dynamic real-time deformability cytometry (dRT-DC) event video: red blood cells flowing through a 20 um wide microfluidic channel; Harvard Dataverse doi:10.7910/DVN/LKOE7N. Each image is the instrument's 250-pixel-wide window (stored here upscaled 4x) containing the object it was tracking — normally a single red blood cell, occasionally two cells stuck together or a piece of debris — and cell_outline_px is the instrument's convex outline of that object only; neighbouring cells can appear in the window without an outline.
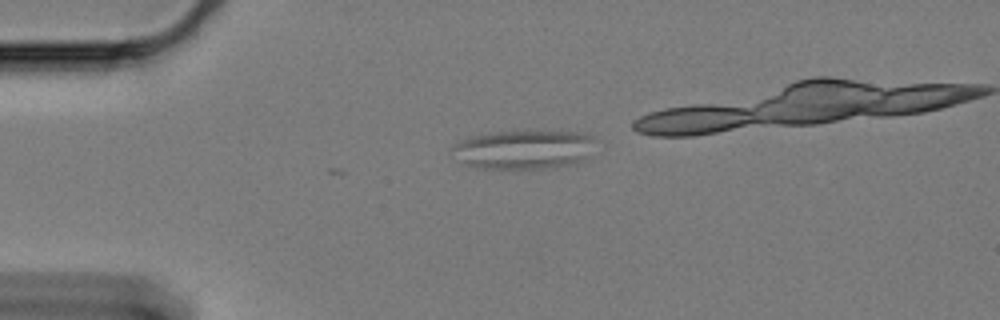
{"species": "Egyptian fruit bat (a non-hibernating species)", "species_latin": "Rousettus aegyptiacus", "temperature_condition": "cold", "stored_images_in_passage": 40, "segment_of_instrument_passage": [1, 2], "camera_frame_rate_fps": 3000, "um_per_image_px": 0.085, "animal": {"sex": "female"}, "frame": {"image": 1, "passage_image": 5, "time_ms": 1.333, "image_size_px": [1000, 320], "cell_outline_px": [[592, 136], [588, 160], [576, 164], [552, 168], [476, 168], [468, 164], [452, 148], [456, 144], [472, 136], [496, 132], [576, 132]], "centroid_in_image_um": [44.61, 12.73], "position_along_channel_um": 40.4, "area_um2": 31.56}}